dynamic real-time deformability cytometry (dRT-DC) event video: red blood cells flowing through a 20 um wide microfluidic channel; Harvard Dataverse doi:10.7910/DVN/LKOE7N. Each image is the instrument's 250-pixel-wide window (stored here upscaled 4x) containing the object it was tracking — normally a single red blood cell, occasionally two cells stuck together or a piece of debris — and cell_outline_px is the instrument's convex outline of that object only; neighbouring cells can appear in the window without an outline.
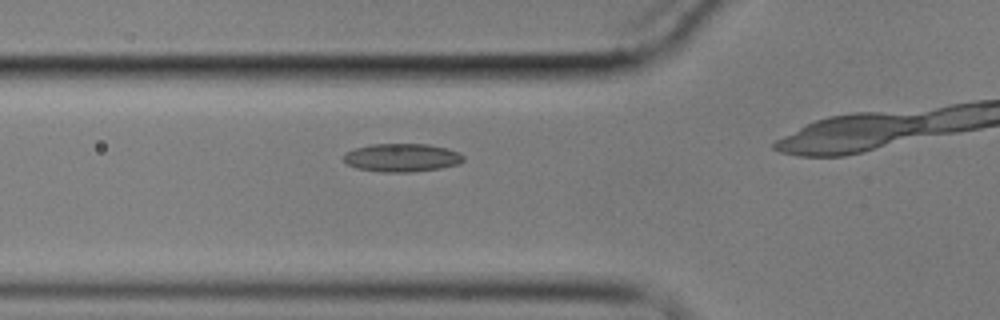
{"species": "common noctule bat (a hibernating species)", "species_latin": "Nyctalus noctula", "temperature_condition": "cold", "stored_images_in_passage": 4, "camera_frame_rate_fps": 3000, "um_per_image_px": 0.085, "animal": {"sex": "male", "body_mass_g": 17.9}, "frame": {"image": 1, "passage_image": 3, "time_ms": 2.333, "image_size_px": [1000, 320], "cell_outline_px": [[464, 160], [460, 164], [440, 168], [412, 172], [380, 172], [356, 168], [348, 164], [344, 160], [344, 156], [348, 152], [356, 148], [372, 144], [428, 144], [448, 148], [460, 152], [464, 156]], "centroid_in_image_um": [34.22, 13.4], "position_along_channel_um": 91.6, "area_um2": 19.77}}